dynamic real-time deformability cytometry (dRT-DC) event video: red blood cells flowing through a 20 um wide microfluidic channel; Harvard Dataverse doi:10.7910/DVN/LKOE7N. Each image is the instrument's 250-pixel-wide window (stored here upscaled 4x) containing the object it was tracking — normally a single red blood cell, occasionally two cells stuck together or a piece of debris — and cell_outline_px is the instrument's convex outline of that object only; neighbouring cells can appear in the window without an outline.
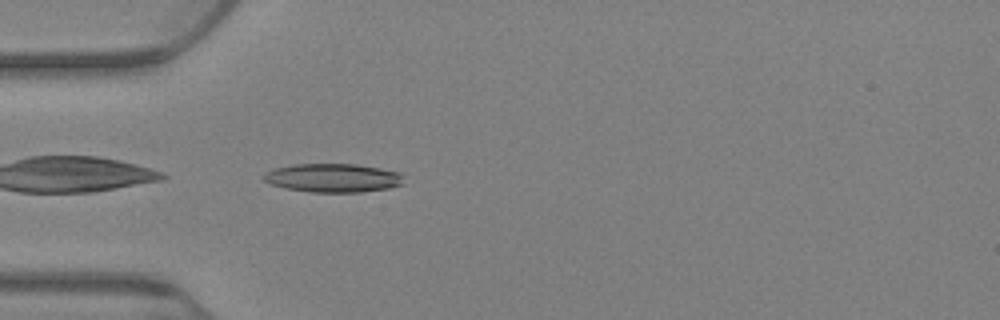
{"species": "Egyptian fruit bat (a non-hibernating species)", "species_latin": "Rousettus aegyptiacus", "temperature_condition": "warm", "stored_images_in_passage": 56, "camera_frame_rate_fps": 3000, "um_per_image_px": 0.085, "animal": {"sex": "female"}, "frame": {"image": 1, "passage_image": 2, "time_ms": 0.333, "image_size_px": [1000, 320], "cell_outline_px": [[404, 184], [388, 188], [364, 192], [312, 192], [288, 188], [272, 184], [264, 180], [264, 172], [276, 168], [292, 164], [356, 164], [380, 168], [400, 172], [404, 176]], "centroid_in_image_um": [28.37, 15.12], "position_along_channel_um": 56.6, "area_um2": 23.41}}
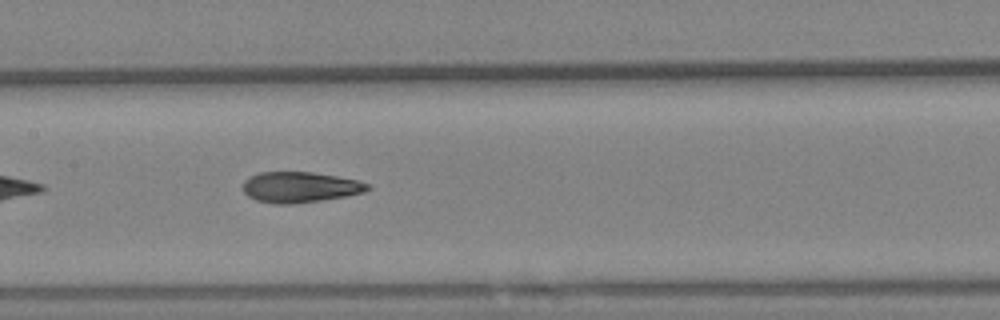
{"frame": {"image": 2, "passage_image": 17, "time_ms": 5.333, "image_size_px": [1000, 320], "cell_outline_px": [[372, 188], [364, 192], [344, 196], [320, 200], [292, 204], [276, 204], [256, 200], [248, 196], [244, 192], [244, 180], [248, 176], [260, 172], [312, 172], [336, 176], [356, 180], [368, 184]], "centroid_in_image_um": [25.47, 15.9], "position_along_channel_um": 181.9, "area_um2": 22.14}}
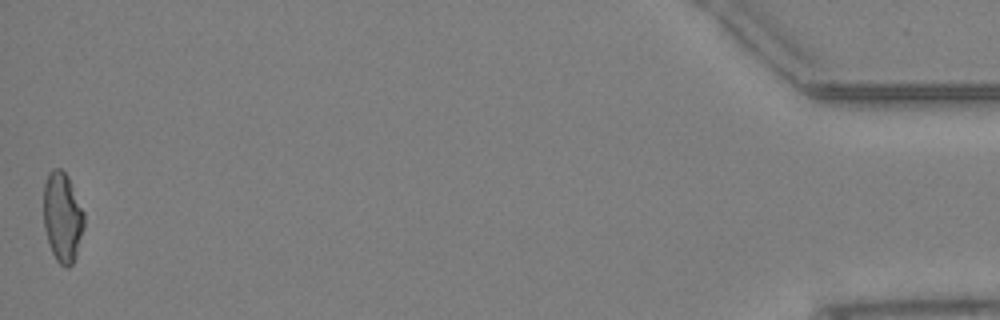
{"frame": {"image": 3, "passage_image": 56, "time_ms": 18.333, "image_size_px": [1000, 320], "cell_outline_px": [[84, 228], [76, 256], [72, 264], [68, 268], [64, 268], [56, 260], [52, 252], [44, 228], [44, 184], [48, 172], [52, 168], [60, 168], [68, 176], [84, 212]], "centroid_in_image_um": [5.31, 18.46], "position_along_channel_um": 429.9, "area_um2": 21.33}, "authors_computed_cell_mechanics": {"area_um2": 22.3397, "velocity_mm_per_s": 2.6327, "shape_relaxation_time_tau1_ms": 8.9496, "shape_relaxation_time_tau2_ms": 3.3708, "deformation_change_tau1": 0.2407, "deformation_change_tau2": 0.1151}}